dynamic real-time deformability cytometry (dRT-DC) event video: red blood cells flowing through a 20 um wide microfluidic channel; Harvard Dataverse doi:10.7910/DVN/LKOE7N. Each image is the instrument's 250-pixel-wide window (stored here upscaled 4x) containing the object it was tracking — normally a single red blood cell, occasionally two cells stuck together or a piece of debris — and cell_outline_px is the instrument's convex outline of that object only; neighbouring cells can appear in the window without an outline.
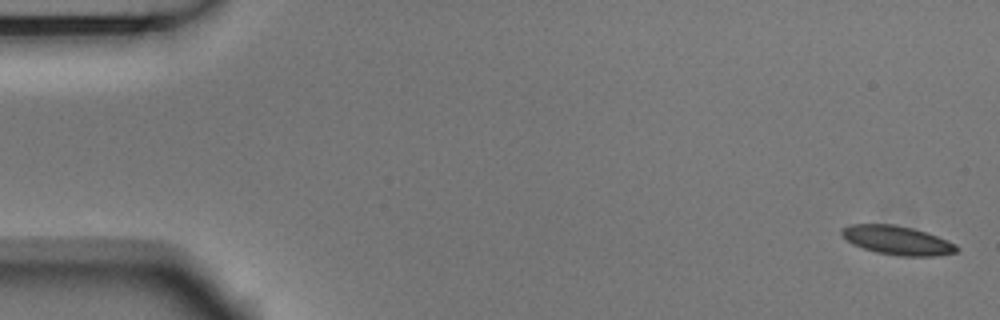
{"species": "Egyptian fruit bat (a non-hibernating species)", "species_latin": "Rousettus aegyptiacus", "temperature_condition": "room temperature", "stored_images_in_passage": 7, "segment_of_instrument_passage": [1, 2], "camera_frame_rate_fps": 3000, "um_per_image_px": 0.085, "animal": {"sex": "male"}, "frame": {"image": 1, "passage_image": 1, "time_ms": 0.0, "image_size_px": [1000, 320], "cell_outline_px": [[960, 252], [936, 256], [896, 256], [876, 252], [852, 244], [840, 232], [840, 228], [852, 224], [896, 224], [928, 232], [956, 244], [960, 248]], "centroid_in_image_um": [76.31, 20.43], "position_along_channel_um": 8.7, "area_um2": 19.59}}
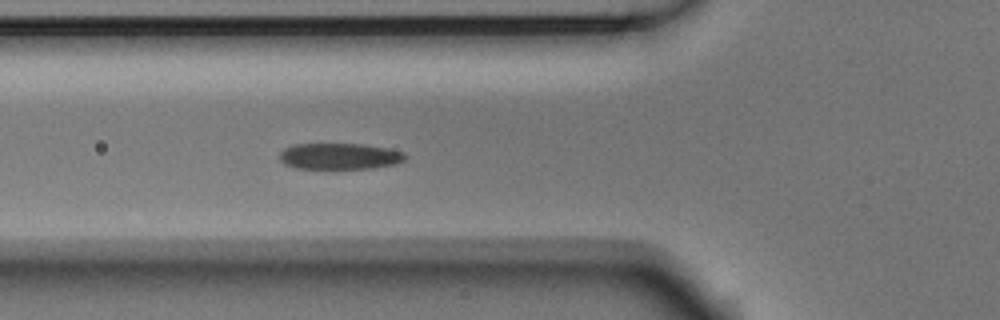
{"frame": {"image": 2, "passage_image": 6, "time_ms": 1.667, "image_size_px": [1000, 320], "cell_outline_px": [[408, 156], [404, 160], [396, 164], [372, 168], [296, 168], [284, 164], [280, 160], [280, 152], [284, 148], [292, 144], [364, 144], [388, 148], [404, 152]], "centroid_in_image_um": [28.88, 13.27], "position_along_channel_um": 96.9, "area_um2": 19.25}}